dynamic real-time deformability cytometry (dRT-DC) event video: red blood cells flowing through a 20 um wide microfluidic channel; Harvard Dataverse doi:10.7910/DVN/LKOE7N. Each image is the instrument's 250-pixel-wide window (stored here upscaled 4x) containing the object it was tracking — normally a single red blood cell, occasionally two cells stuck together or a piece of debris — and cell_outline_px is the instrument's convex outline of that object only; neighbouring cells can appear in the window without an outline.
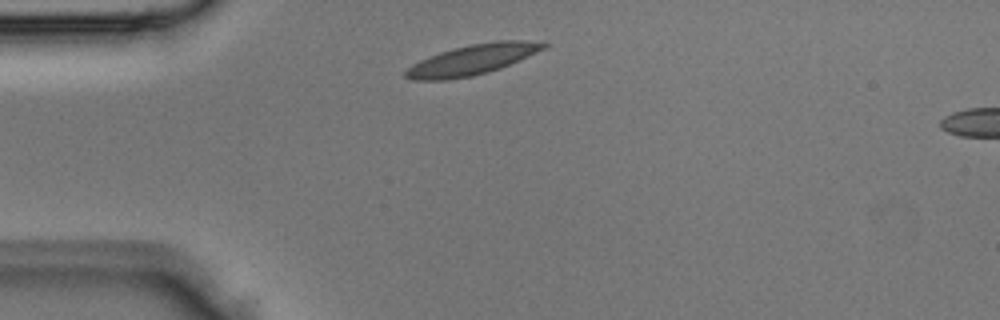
{"species": "Egyptian fruit bat (a non-hibernating species)", "species_latin": "Rousettus aegyptiacus", "temperature_condition": "room temperature", "stored_images_in_passage": 2, "segment_of_instrument_passage": [1, 2], "camera_frame_rate_fps": 3000, "um_per_image_px": 0.085, "animal": {"sex": "male"}, "frame": {"image": 1, "passage_image": 1, "time_ms": 0.0, "image_size_px": [1000, 320], "cell_outline_px": [[548, 48], [500, 68], [488, 72], [472, 76], [448, 80], [412, 80], [404, 76], [404, 72], [412, 64], [428, 56], [452, 48], [468, 44], [496, 40], [524, 40], [548, 44]], "centroid_in_image_um": [40.14, 5.07], "position_along_channel_um": 44.9, "area_um2": 24.51}}